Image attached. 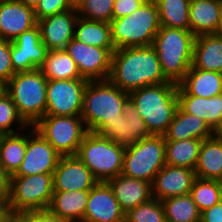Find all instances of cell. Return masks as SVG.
<instances>
[{
	"mask_svg": "<svg viewBox=\"0 0 222 222\" xmlns=\"http://www.w3.org/2000/svg\"><path fill=\"white\" fill-rule=\"evenodd\" d=\"M108 80L121 90H133L170 82L164 75L154 47L116 49L112 53Z\"/></svg>",
	"mask_w": 222,
	"mask_h": 222,
	"instance_id": "6da1fadb",
	"label": "cell"
},
{
	"mask_svg": "<svg viewBox=\"0 0 222 222\" xmlns=\"http://www.w3.org/2000/svg\"><path fill=\"white\" fill-rule=\"evenodd\" d=\"M178 84L173 82L133 90L129 101L145 121L151 135H164L178 108Z\"/></svg>",
	"mask_w": 222,
	"mask_h": 222,
	"instance_id": "7a4b0ae2",
	"label": "cell"
},
{
	"mask_svg": "<svg viewBox=\"0 0 222 222\" xmlns=\"http://www.w3.org/2000/svg\"><path fill=\"white\" fill-rule=\"evenodd\" d=\"M128 101L129 93L109 80L88 81L81 110L87 130L97 133L108 121L122 118Z\"/></svg>",
	"mask_w": 222,
	"mask_h": 222,
	"instance_id": "3957f363",
	"label": "cell"
},
{
	"mask_svg": "<svg viewBox=\"0 0 222 222\" xmlns=\"http://www.w3.org/2000/svg\"><path fill=\"white\" fill-rule=\"evenodd\" d=\"M196 36L190 30L161 26L152 46L156 50L165 77L179 84L193 62Z\"/></svg>",
	"mask_w": 222,
	"mask_h": 222,
	"instance_id": "277c9868",
	"label": "cell"
},
{
	"mask_svg": "<svg viewBox=\"0 0 222 222\" xmlns=\"http://www.w3.org/2000/svg\"><path fill=\"white\" fill-rule=\"evenodd\" d=\"M110 27L115 49L151 46L161 27L155 0L141 4L128 16L112 19Z\"/></svg>",
	"mask_w": 222,
	"mask_h": 222,
	"instance_id": "5b68a950",
	"label": "cell"
},
{
	"mask_svg": "<svg viewBox=\"0 0 222 222\" xmlns=\"http://www.w3.org/2000/svg\"><path fill=\"white\" fill-rule=\"evenodd\" d=\"M47 78L38 68L15 73L3 86L10 95L19 115L34 126L46 112Z\"/></svg>",
	"mask_w": 222,
	"mask_h": 222,
	"instance_id": "8992f818",
	"label": "cell"
},
{
	"mask_svg": "<svg viewBox=\"0 0 222 222\" xmlns=\"http://www.w3.org/2000/svg\"><path fill=\"white\" fill-rule=\"evenodd\" d=\"M125 149L96 132L88 131L76 156L98 182H107L121 174Z\"/></svg>",
	"mask_w": 222,
	"mask_h": 222,
	"instance_id": "52a82bcc",
	"label": "cell"
},
{
	"mask_svg": "<svg viewBox=\"0 0 222 222\" xmlns=\"http://www.w3.org/2000/svg\"><path fill=\"white\" fill-rule=\"evenodd\" d=\"M165 164L164 135H151L125 149L121 174L152 183Z\"/></svg>",
	"mask_w": 222,
	"mask_h": 222,
	"instance_id": "ba28073f",
	"label": "cell"
},
{
	"mask_svg": "<svg viewBox=\"0 0 222 222\" xmlns=\"http://www.w3.org/2000/svg\"><path fill=\"white\" fill-rule=\"evenodd\" d=\"M61 156H74L88 130L81 116L45 115L34 126Z\"/></svg>",
	"mask_w": 222,
	"mask_h": 222,
	"instance_id": "9c48e42d",
	"label": "cell"
},
{
	"mask_svg": "<svg viewBox=\"0 0 222 222\" xmlns=\"http://www.w3.org/2000/svg\"><path fill=\"white\" fill-rule=\"evenodd\" d=\"M53 195V174L11 176L9 204L14 214L46 210Z\"/></svg>",
	"mask_w": 222,
	"mask_h": 222,
	"instance_id": "30bf717a",
	"label": "cell"
},
{
	"mask_svg": "<svg viewBox=\"0 0 222 222\" xmlns=\"http://www.w3.org/2000/svg\"><path fill=\"white\" fill-rule=\"evenodd\" d=\"M85 79L48 80L45 115L81 116Z\"/></svg>",
	"mask_w": 222,
	"mask_h": 222,
	"instance_id": "8fae6325",
	"label": "cell"
},
{
	"mask_svg": "<svg viewBox=\"0 0 222 222\" xmlns=\"http://www.w3.org/2000/svg\"><path fill=\"white\" fill-rule=\"evenodd\" d=\"M64 50L76 63L83 79L87 81L108 80L112 53L116 49L91 46L73 38Z\"/></svg>",
	"mask_w": 222,
	"mask_h": 222,
	"instance_id": "7c38bea8",
	"label": "cell"
},
{
	"mask_svg": "<svg viewBox=\"0 0 222 222\" xmlns=\"http://www.w3.org/2000/svg\"><path fill=\"white\" fill-rule=\"evenodd\" d=\"M61 155L33 126L27 127L26 153L17 172L12 176L53 174Z\"/></svg>",
	"mask_w": 222,
	"mask_h": 222,
	"instance_id": "4fadbf2b",
	"label": "cell"
},
{
	"mask_svg": "<svg viewBox=\"0 0 222 222\" xmlns=\"http://www.w3.org/2000/svg\"><path fill=\"white\" fill-rule=\"evenodd\" d=\"M47 52L38 26L10 41L11 63L16 73L38 69L44 63Z\"/></svg>",
	"mask_w": 222,
	"mask_h": 222,
	"instance_id": "5bb4252c",
	"label": "cell"
},
{
	"mask_svg": "<svg viewBox=\"0 0 222 222\" xmlns=\"http://www.w3.org/2000/svg\"><path fill=\"white\" fill-rule=\"evenodd\" d=\"M122 115V118L108 121L97 133L124 148L151 136L145 121L130 101L125 105Z\"/></svg>",
	"mask_w": 222,
	"mask_h": 222,
	"instance_id": "9a60e30c",
	"label": "cell"
},
{
	"mask_svg": "<svg viewBox=\"0 0 222 222\" xmlns=\"http://www.w3.org/2000/svg\"><path fill=\"white\" fill-rule=\"evenodd\" d=\"M98 181L76 156H61L53 173V192L90 191Z\"/></svg>",
	"mask_w": 222,
	"mask_h": 222,
	"instance_id": "2e32d148",
	"label": "cell"
},
{
	"mask_svg": "<svg viewBox=\"0 0 222 222\" xmlns=\"http://www.w3.org/2000/svg\"><path fill=\"white\" fill-rule=\"evenodd\" d=\"M77 20V10L71 9L37 21L41 40L48 51L66 47L74 38Z\"/></svg>",
	"mask_w": 222,
	"mask_h": 222,
	"instance_id": "e0dca14e",
	"label": "cell"
},
{
	"mask_svg": "<svg viewBox=\"0 0 222 222\" xmlns=\"http://www.w3.org/2000/svg\"><path fill=\"white\" fill-rule=\"evenodd\" d=\"M82 222H125V213L107 182H98L90 190Z\"/></svg>",
	"mask_w": 222,
	"mask_h": 222,
	"instance_id": "ac0fdd59",
	"label": "cell"
},
{
	"mask_svg": "<svg viewBox=\"0 0 222 222\" xmlns=\"http://www.w3.org/2000/svg\"><path fill=\"white\" fill-rule=\"evenodd\" d=\"M195 178L193 169L165 164L152 182L153 198L162 201L170 197L190 194Z\"/></svg>",
	"mask_w": 222,
	"mask_h": 222,
	"instance_id": "d6986e66",
	"label": "cell"
},
{
	"mask_svg": "<svg viewBox=\"0 0 222 222\" xmlns=\"http://www.w3.org/2000/svg\"><path fill=\"white\" fill-rule=\"evenodd\" d=\"M37 26L34 9L17 0H0V38L13 41Z\"/></svg>",
	"mask_w": 222,
	"mask_h": 222,
	"instance_id": "ffe728a7",
	"label": "cell"
},
{
	"mask_svg": "<svg viewBox=\"0 0 222 222\" xmlns=\"http://www.w3.org/2000/svg\"><path fill=\"white\" fill-rule=\"evenodd\" d=\"M124 213L153 198L152 183L120 174L107 181Z\"/></svg>",
	"mask_w": 222,
	"mask_h": 222,
	"instance_id": "44dd1931",
	"label": "cell"
},
{
	"mask_svg": "<svg viewBox=\"0 0 222 222\" xmlns=\"http://www.w3.org/2000/svg\"><path fill=\"white\" fill-rule=\"evenodd\" d=\"M178 106L190 115L203 119L213 130L222 118V93L211 98L189 95L179 84Z\"/></svg>",
	"mask_w": 222,
	"mask_h": 222,
	"instance_id": "7402d4cb",
	"label": "cell"
},
{
	"mask_svg": "<svg viewBox=\"0 0 222 222\" xmlns=\"http://www.w3.org/2000/svg\"><path fill=\"white\" fill-rule=\"evenodd\" d=\"M213 136V130L201 118L184 112L179 106L172 122L164 134L165 141L187 140L198 138L204 140Z\"/></svg>",
	"mask_w": 222,
	"mask_h": 222,
	"instance_id": "603a6c76",
	"label": "cell"
},
{
	"mask_svg": "<svg viewBox=\"0 0 222 222\" xmlns=\"http://www.w3.org/2000/svg\"><path fill=\"white\" fill-rule=\"evenodd\" d=\"M221 0L190 1V31L197 37L215 34L219 23Z\"/></svg>",
	"mask_w": 222,
	"mask_h": 222,
	"instance_id": "cb8c5ba5",
	"label": "cell"
},
{
	"mask_svg": "<svg viewBox=\"0 0 222 222\" xmlns=\"http://www.w3.org/2000/svg\"><path fill=\"white\" fill-rule=\"evenodd\" d=\"M90 191L53 192L47 208L66 222H82Z\"/></svg>",
	"mask_w": 222,
	"mask_h": 222,
	"instance_id": "d4e9b609",
	"label": "cell"
},
{
	"mask_svg": "<svg viewBox=\"0 0 222 222\" xmlns=\"http://www.w3.org/2000/svg\"><path fill=\"white\" fill-rule=\"evenodd\" d=\"M179 85L189 95L211 98L222 93V73L198 69L192 65Z\"/></svg>",
	"mask_w": 222,
	"mask_h": 222,
	"instance_id": "484cf974",
	"label": "cell"
},
{
	"mask_svg": "<svg viewBox=\"0 0 222 222\" xmlns=\"http://www.w3.org/2000/svg\"><path fill=\"white\" fill-rule=\"evenodd\" d=\"M192 65L198 69L222 73V37L216 34L197 36Z\"/></svg>",
	"mask_w": 222,
	"mask_h": 222,
	"instance_id": "4316f807",
	"label": "cell"
},
{
	"mask_svg": "<svg viewBox=\"0 0 222 222\" xmlns=\"http://www.w3.org/2000/svg\"><path fill=\"white\" fill-rule=\"evenodd\" d=\"M194 171L198 178L222 182V139L212 136L202 141Z\"/></svg>",
	"mask_w": 222,
	"mask_h": 222,
	"instance_id": "83f0119b",
	"label": "cell"
},
{
	"mask_svg": "<svg viewBox=\"0 0 222 222\" xmlns=\"http://www.w3.org/2000/svg\"><path fill=\"white\" fill-rule=\"evenodd\" d=\"M27 128L13 134L0 135V166L11 177L26 153Z\"/></svg>",
	"mask_w": 222,
	"mask_h": 222,
	"instance_id": "f1b7e54d",
	"label": "cell"
},
{
	"mask_svg": "<svg viewBox=\"0 0 222 222\" xmlns=\"http://www.w3.org/2000/svg\"><path fill=\"white\" fill-rule=\"evenodd\" d=\"M39 69L47 80L83 79L76 63L64 49L48 51Z\"/></svg>",
	"mask_w": 222,
	"mask_h": 222,
	"instance_id": "f546056e",
	"label": "cell"
},
{
	"mask_svg": "<svg viewBox=\"0 0 222 222\" xmlns=\"http://www.w3.org/2000/svg\"><path fill=\"white\" fill-rule=\"evenodd\" d=\"M202 141L198 138L165 141L166 165L186 167L194 170Z\"/></svg>",
	"mask_w": 222,
	"mask_h": 222,
	"instance_id": "4dcf8cb0",
	"label": "cell"
},
{
	"mask_svg": "<svg viewBox=\"0 0 222 222\" xmlns=\"http://www.w3.org/2000/svg\"><path fill=\"white\" fill-rule=\"evenodd\" d=\"M74 39L91 46L105 49H115L111 39L110 23L91 21L78 17Z\"/></svg>",
	"mask_w": 222,
	"mask_h": 222,
	"instance_id": "1f68e13d",
	"label": "cell"
},
{
	"mask_svg": "<svg viewBox=\"0 0 222 222\" xmlns=\"http://www.w3.org/2000/svg\"><path fill=\"white\" fill-rule=\"evenodd\" d=\"M160 26L190 30L189 0H155Z\"/></svg>",
	"mask_w": 222,
	"mask_h": 222,
	"instance_id": "d6a6232c",
	"label": "cell"
},
{
	"mask_svg": "<svg viewBox=\"0 0 222 222\" xmlns=\"http://www.w3.org/2000/svg\"><path fill=\"white\" fill-rule=\"evenodd\" d=\"M164 206L166 222H198L201 212L190 194L170 197L161 201Z\"/></svg>",
	"mask_w": 222,
	"mask_h": 222,
	"instance_id": "836d02e7",
	"label": "cell"
},
{
	"mask_svg": "<svg viewBox=\"0 0 222 222\" xmlns=\"http://www.w3.org/2000/svg\"><path fill=\"white\" fill-rule=\"evenodd\" d=\"M190 195L200 212H202L222 200V182L196 177Z\"/></svg>",
	"mask_w": 222,
	"mask_h": 222,
	"instance_id": "e575fe53",
	"label": "cell"
},
{
	"mask_svg": "<svg viewBox=\"0 0 222 222\" xmlns=\"http://www.w3.org/2000/svg\"><path fill=\"white\" fill-rule=\"evenodd\" d=\"M29 127L19 115L10 95L0 89V135L13 134Z\"/></svg>",
	"mask_w": 222,
	"mask_h": 222,
	"instance_id": "d590c367",
	"label": "cell"
},
{
	"mask_svg": "<svg viewBox=\"0 0 222 222\" xmlns=\"http://www.w3.org/2000/svg\"><path fill=\"white\" fill-rule=\"evenodd\" d=\"M125 222H166L163 203L152 198L125 213Z\"/></svg>",
	"mask_w": 222,
	"mask_h": 222,
	"instance_id": "8d00e7d4",
	"label": "cell"
},
{
	"mask_svg": "<svg viewBox=\"0 0 222 222\" xmlns=\"http://www.w3.org/2000/svg\"><path fill=\"white\" fill-rule=\"evenodd\" d=\"M115 0H84L78 7V17L110 23Z\"/></svg>",
	"mask_w": 222,
	"mask_h": 222,
	"instance_id": "74e56055",
	"label": "cell"
},
{
	"mask_svg": "<svg viewBox=\"0 0 222 222\" xmlns=\"http://www.w3.org/2000/svg\"><path fill=\"white\" fill-rule=\"evenodd\" d=\"M15 73L11 63L10 41L0 38V86L3 87Z\"/></svg>",
	"mask_w": 222,
	"mask_h": 222,
	"instance_id": "f35d334b",
	"label": "cell"
},
{
	"mask_svg": "<svg viewBox=\"0 0 222 222\" xmlns=\"http://www.w3.org/2000/svg\"><path fill=\"white\" fill-rule=\"evenodd\" d=\"M72 8L67 3V0H40L39 4L34 9L37 21L45 17L55 15Z\"/></svg>",
	"mask_w": 222,
	"mask_h": 222,
	"instance_id": "ab89813d",
	"label": "cell"
},
{
	"mask_svg": "<svg viewBox=\"0 0 222 222\" xmlns=\"http://www.w3.org/2000/svg\"><path fill=\"white\" fill-rule=\"evenodd\" d=\"M24 222H66L48 209L46 210H34V211H25L17 214Z\"/></svg>",
	"mask_w": 222,
	"mask_h": 222,
	"instance_id": "60d3db41",
	"label": "cell"
},
{
	"mask_svg": "<svg viewBox=\"0 0 222 222\" xmlns=\"http://www.w3.org/2000/svg\"><path fill=\"white\" fill-rule=\"evenodd\" d=\"M148 1L136 0H115L113 6L112 19L128 16L133 13L141 4Z\"/></svg>",
	"mask_w": 222,
	"mask_h": 222,
	"instance_id": "b9f144b4",
	"label": "cell"
},
{
	"mask_svg": "<svg viewBox=\"0 0 222 222\" xmlns=\"http://www.w3.org/2000/svg\"><path fill=\"white\" fill-rule=\"evenodd\" d=\"M200 222H222V200L201 212Z\"/></svg>",
	"mask_w": 222,
	"mask_h": 222,
	"instance_id": "7bdbcfd3",
	"label": "cell"
},
{
	"mask_svg": "<svg viewBox=\"0 0 222 222\" xmlns=\"http://www.w3.org/2000/svg\"><path fill=\"white\" fill-rule=\"evenodd\" d=\"M10 178L0 166V203H9Z\"/></svg>",
	"mask_w": 222,
	"mask_h": 222,
	"instance_id": "ee69618b",
	"label": "cell"
},
{
	"mask_svg": "<svg viewBox=\"0 0 222 222\" xmlns=\"http://www.w3.org/2000/svg\"><path fill=\"white\" fill-rule=\"evenodd\" d=\"M14 215L9 203H0V222H10Z\"/></svg>",
	"mask_w": 222,
	"mask_h": 222,
	"instance_id": "f6af8a7d",
	"label": "cell"
},
{
	"mask_svg": "<svg viewBox=\"0 0 222 222\" xmlns=\"http://www.w3.org/2000/svg\"><path fill=\"white\" fill-rule=\"evenodd\" d=\"M213 137L222 139V118L219 123L213 129Z\"/></svg>",
	"mask_w": 222,
	"mask_h": 222,
	"instance_id": "bcb514c9",
	"label": "cell"
},
{
	"mask_svg": "<svg viewBox=\"0 0 222 222\" xmlns=\"http://www.w3.org/2000/svg\"><path fill=\"white\" fill-rule=\"evenodd\" d=\"M23 4H25L28 7H31L33 9L36 8V6L39 4L40 0H17Z\"/></svg>",
	"mask_w": 222,
	"mask_h": 222,
	"instance_id": "7dc6e473",
	"label": "cell"
},
{
	"mask_svg": "<svg viewBox=\"0 0 222 222\" xmlns=\"http://www.w3.org/2000/svg\"><path fill=\"white\" fill-rule=\"evenodd\" d=\"M215 34L222 37V0H221V8H220V14H219L218 28Z\"/></svg>",
	"mask_w": 222,
	"mask_h": 222,
	"instance_id": "c3c4849f",
	"label": "cell"
},
{
	"mask_svg": "<svg viewBox=\"0 0 222 222\" xmlns=\"http://www.w3.org/2000/svg\"><path fill=\"white\" fill-rule=\"evenodd\" d=\"M84 0H67V3L72 9H78V7L83 3Z\"/></svg>",
	"mask_w": 222,
	"mask_h": 222,
	"instance_id": "681fc988",
	"label": "cell"
},
{
	"mask_svg": "<svg viewBox=\"0 0 222 222\" xmlns=\"http://www.w3.org/2000/svg\"><path fill=\"white\" fill-rule=\"evenodd\" d=\"M10 222H24L17 214H15Z\"/></svg>",
	"mask_w": 222,
	"mask_h": 222,
	"instance_id": "f907efd6",
	"label": "cell"
}]
</instances>
